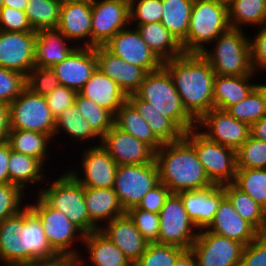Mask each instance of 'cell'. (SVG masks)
I'll return each instance as SVG.
<instances>
[{"label":"cell","instance_id":"obj_1","mask_svg":"<svg viewBox=\"0 0 266 266\" xmlns=\"http://www.w3.org/2000/svg\"><path fill=\"white\" fill-rule=\"evenodd\" d=\"M183 108L197 122L214 109L213 82L215 73L201 54H186L163 62Z\"/></svg>","mask_w":266,"mask_h":266},{"label":"cell","instance_id":"obj_2","mask_svg":"<svg viewBox=\"0 0 266 266\" xmlns=\"http://www.w3.org/2000/svg\"><path fill=\"white\" fill-rule=\"evenodd\" d=\"M159 182L171 193L211 186L195 149L184 139L165 143L155 152Z\"/></svg>","mask_w":266,"mask_h":266},{"label":"cell","instance_id":"obj_3","mask_svg":"<svg viewBox=\"0 0 266 266\" xmlns=\"http://www.w3.org/2000/svg\"><path fill=\"white\" fill-rule=\"evenodd\" d=\"M230 28L227 4L219 0H194L189 29L181 43L186 54H201L218 35ZM207 46V47H206Z\"/></svg>","mask_w":266,"mask_h":266},{"label":"cell","instance_id":"obj_4","mask_svg":"<svg viewBox=\"0 0 266 266\" xmlns=\"http://www.w3.org/2000/svg\"><path fill=\"white\" fill-rule=\"evenodd\" d=\"M245 29L230 27L212 42L201 55L210 63L215 74L244 76L252 74L250 40Z\"/></svg>","mask_w":266,"mask_h":266},{"label":"cell","instance_id":"obj_5","mask_svg":"<svg viewBox=\"0 0 266 266\" xmlns=\"http://www.w3.org/2000/svg\"><path fill=\"white\" fill-rule=\"evenodd\" d=\"M135 94L169 117L184 133L196 127V121L183 108L172 77L163 66L147 73Z\"/></svg>","mask_w":266,"mask_h":266},{"label":"cell","instance_id":"obj_6","mask_svg":"<svg viewBox=\"0 0 266 266\" xmlns=\"http://www.w3.org/2000/svg\"><path fill=\"white\" fill-rule=\"evenodd\" d=\"M45 186L35 191L49 206L64 213L85 235L99 230L88 215L84 187L68 170Z\"/></svg>","mask_w":266,"mask_h":266},{"label":"cell","instance_id":"obj_7","mask_svg":"<svg viewBox=\"0 0 266 266\" xmlns=\"http://www.w3.org/2000/svg\"><path fill=\"white\" fill-rule=\"evenodd\" d=\"M36 196V201L27 205L41 220L49 245L61 258L76 260L82 251L75 249V241L83 243L85 234L64 213L49 206L38 194Z\"/></svg>","mask_w":266,"mask_h":266},{"label":"cell","instance_id":"obj_8","mask_svg":"<svg viewBox=\"0 0 266 266\" xmlns=\"http://www.w3.org/2000/svg\"><path fill=\"white\" fill-rule=\"evenodd\" d=\"M183 138L195 149L204 171L213 184L233 183L237 172L236 150L208 139L196 127Z\"/></svg>","mask_w":266,"mask_h":266},{"label":"cell","instance_id":"obj_9","mask_svg":"<svg viewBox=\"0 0 266 266\" xmlns=\"http://www.w3.org/2000/svg\"><path fill=\"white\" fill-rule=\"evenodd\" d=\"M55 120L45 97L28 88L9 105L10 130L36 131L54 140Z\"/></svg>","mask_w":266,"mask_h":266},{"label":"cell","instance_id":"obj_10","mask_svg":"<svg viewBox=\"0 0 266 266\" xmlns=\"http://www.w3.org/2000/svg\"><path fill=\"white\" fill-rule=\"evenodd\" d=\"M159 183L156 161L117 167L113 189L127 212L137 207L150 189Z\"/></svg>","mask_w":266,"mask_h":266},{"label":"cell","instance_id":"obj_11","mask_svg":"<svg viewBox=\"0 0 266 266\" xmlns=\"http://www.w3.org/2000/svg\"><path fill=\"white\" fill-rule=\"evenodd\" d=\"M159 225L156 243L174 245L184 250L191 248L199 233L177 193H171L166 199L159 213Z\"/></svg>","mask_w":266,"mask_h":266},{"label":"cell","instance_id":"obj_12","mask_svg":"<svg viewBox=\"0 0 266 266\" xmlns=\"http://www.w3.org/2000/svg\"><path fill=\"white\" fill-rule=\"evenodd\" d=\"M243 248L239 241L202 229L190 250L196 266H240Z\"/></svg>","mask_w":266,"mask_h":266},{"label":"cell","instance_id":"obj_13","mask_svg":"<svg viewBox=\"0 0 266 266\" xmlns=\"http://www.w3.org/2000/svg\"><path fill=\"white\" fill-rule=\"evenodd\" d=\"M129 25V0L92 1L91 47L103 46Z\"/></svg>","mask_w":266,"mask_h":266},{"label":"cell","instance_id":"obj_14","mask_svg":"<svg viewBox=\"0 0 266 266\" xmlns=\"http://www.w3.org/2000/svg\"><path fill=\"white\" fill-rule=\"evenodd\" d=\"M196 128L201 130L200 132L208 139L236 151L250 136L249 125L238 121L227 111L215 108L205 113L196 122Z\"/></svg>","mask_w":266,"mask_h":266},{"label":"cell","instance_id":"obj_15","mask_svg":"<svg viewBox=\"0 0 266 266\" xmlns=\"http://www.w3.org/2000/svg\"><path fill=\"white\" fill-rule=\"evenodd\" d=\"M81 160V171L76 167L67 169L83 187L113 188L118 164L101 145L85 148Z\"/></svg>","mask_w":266,"mask_h":266},{"label":"cell","instance_id":"obj_16","mask_svg":"<svg viewBox=\"0 0 266 266\" xmlns=\"http://www.w3.org/2000/svg\"><path fill=\"white\" fill-rule=\"evenodd\" d=\"M103 46L126 62L143 68L147 73L163 66V62L145 43L137 28L130 25L115 34Z\"/></svg>","mask_w":266,"mask_h":266},{"label":"cell","instance_id":"obj_17","mask_svg":"<svg viewBox=\"0 0 266 266\" xmlns=\"http://www.w3.org/2000/svg\"><path fill=\"white\" fill-rule=\"evenodd\" d=\"M22 266L56 262L61 257L51 248L44 233L41 220L27 205L22 209Z\"/></svg>","mask_w":266,"mask_h":266},{"label":"cell","instance_id":"obj_18","mask_svg":"<svg viewBox=\"0 0 266 266\" xmlns=\"http://www.w3.org/2000/svg\"><path fill=\"white\" fill-rule=\"evenodd\" d=\"M121 165L146 164L155 161V151L115 125L101 138L100 144Z\"/></svg>","mask_w":266,"mask_h":266},{"label":"cell","instance_id":"obj_19","mask_svg":"<svg viewBox=\"0 0 266 266\" xmlns=\"http://www.w3.org/2000/svg\"><path fill=\"white\" fill-rule=\"evenodd\" d=\"M36 31L7 32L0 30V66L25 76L34 67Z\"/></svg>","mask_w":266,"mask_h":266},{"label":"cell","instance_id":"obj_20","mask_svg":"<svg viewBox=\"0 0 266 266\" xmlns=\"http://www.w3.org/2000/svg\"><path fill=\"white\" fill-rule=\"evenodd\" d=\"M177 194L198 230L206 229L211 224L221 201L226 197L224 187L220 184L198 190H184Z\"/></svg>","mask_w":266,"mask_h":266},{"label":"cell","instance_id":"obj_21","mask_svg":"<svg viewBox=\"0 0 266 266\" xmlns=\"http://www.w3.org/2000/svg\"><path fill=\"white\" fill-rule=\"evenodd\" d=\"M52 69L60 85L78 92L97 69L95 48L78 46Z\"/></svg>","mask_w":266,"mask_h":266},{"label":"cell","instance_id":"obj_22","mask_svg":"<svg viewBox=\"0 0 266 266\" xmlns=\"http://www.w3.org/2000/svg\"><path fill=\"white\" fill-rule=\"evenodd\" d=\"M97 68L115 81L126 96L135 94L147 72L109 52L104 46H95Z\"/></svg>","mask_w":266,"mask_h":266},{"label":"cell","instance_id":"obj_23","mask_svg":"<svg viewBox=\"0 0 266 266\" xmlns=\"http://www.w3.org/2000/svg\"><path fill=\"white\" fill-rule=\"evenodd\" d=\"M91 26L92 2L61 4L57 28L68 40L77 42V47H91Z\"/></svg>","mask_w":266,"mask_h":266},{"label":"cell","instance_id":"obj_24","mask_svg":"<svg viewBox=\"0 0 266 266\" xmlns=\"http://www.w3.org/2000/svg\"><path fill=\"white\" fill-rule=\"evenodd\" d=\"M99 231L112 241L134 265L148 246L130 217L125 214L102 225Z\"/></svg>","mask_w":266,"mask_h":266},{"label":"cell","instance_id":"obj_25","mask_svg":"<svg viewBox=\"0 0 266 266\" xmlns=\"http://www.w3.org/2000/svg\"><path fill=\"white\" fill-rule=\"evenodd\" d=\"M76 47L77 45L68 40L57 27L36 31L34 67L52 68L65 60Z\"/></svg>","mask_w":266,"mask_h":266},{"label":"cell","instance_id":"obj_26","mask_svg":"<svg viewBox=\"0 0 266 266\" xmlns=\"http://www.w3.org/2000/svg\"><path fill=\"white\" fill-rule=\"evenodd\" d=\"M206 230L239 241L244 246L251 243L260 234L236 212L227 197L221 201L213 221Z\"/></svg>","mask_w":266,"mask_h":266},{"label":"cell","instance_id":"obj_27","mask_svg":"<svg viewBox=\"0 0 266 266\" xmlns=\"http://www.w3.org/2000/svg\"><path fill=\"white\" fill-rule=\"evenodd\" d=\"M78 93L107 109L113 115L127 100V96L118 84L98 68Z\"/></svg>","mask_w":266,"mask_h":266},{"label":"cell","instance_id":"obj_28","mask_svg":"<svg viewBox=\"0 0 266 266\" xmlns=\"http://www.w3.org/2000/svg\"><path fill=\"white\" fill-rule=\"evenodd\" d=\"M84 197L90 220L98 228L126 214L113 188L84 187Z\"/></svg>","mask_w":266,"mask_h":266},{"label":"cell","instance_id":"obj_29","mask_svg":"<svg viewBox=\"0 0 266 266\" xmlns=\"http://www.w3.org/2000/svg\"><path fill=\"white\" fill-rule=\"evenodd\" d=\"M255 72L244 76L215 75L213 82L214 108L226 111L230 106L245 99L258 85L251 78L258 76ZM250 81V82H249Z\"/></svg>","mask_w":266,"mask_h":266},{"label":"cell","instance_id":"obj_30","mask_svg":"<svg viewBox=\"0 0 266 266\" xmlns=\"http://www.w3.org/2000/svg\"><path fill=\"white\" fill-rule=\"evenodd\" d=\"M87 262L91 266H133L124 253L99 230L84 236Z\"/></svg>","mask_w":266,"mask_h":266},{"label":"cell","instance_id":"obj_31","mask_svg":"<svg viewBox=\"0 0 266 266\" xmlns=\"http://www.w3.org/2000/svg\"><path fill=\"white\" fill-rule=\"evenodd\" d=\"M127 100L142 115L162 144L177 142L183 138L184 132L169 117L151 108L150 103L141 100L136 94L128 95Z\"/></svg>","mask_w":266,"mask_h":266},{"label":"cell","instance_id":"obj_32","mask_svg":"<svg viewBox=\"0 0 266 266\" xmlns=\"http://www.w3.org/2000/svg\"><path fill=\"white\" fill-rule=\"evenodd\" d=\"M136 28L145 43L162 62L184 54L181 44L161 22L140 24Z\"/></svg>","mask_w":266,"mask_h":266},{"label":"cell","instance_id":"obj_33","mask_svg":"<svg viewBox=\"0 0 266 266\" xmlns=\"http://www.w3.org/2000/svg\"><path fill=\"white\" fill-rule=\"evenodd\" d=\"M21 229L22 210L0 223V262L2 266H22Z\"/></svg>","mask_w":266,"mask_h":266},{"label":"cell","instance_id":"obj_34","mask_svg":"<svg viewBox=\"0 0 266 266\" xmlns=\"http://www.w3.org/2000/svg\"><path fill=\"white\" fill-rule=\"evenodd\" d=\"M114 125L149 145L155 152L163 145L135 107L126 100L114 115Z\"/></svg>","mask_w":266,"mask_h":266},{"label":"cell","instance_id":"obj_35","mask_svg":"<svg viewBox=\"0 0 266 266\" xmlns=\"http://www.w3.org/2000/svg\"><path fill=\"white\" fill-rule=\"evenodd\" d=\"M9 183L15 184L23 191L28 185L46 182L44 165L36 158L11 150L8 162Z\"/></svg>","mask_w":266,"mask_h":266},{"label":"cell","instance_id":"obj_36","mask_svg":"<svg viewBox=\"0 0 266 266\" xmlns=\"http://www.w3.org/2000/svg\"><path fill=\"white\" fill-rule=\"evenodd\" d=\"M52 140L49 135L36 131L10 130L7 142L11 150L34 157L45 165V161L51 156L48 148Z\"/></svg>","mask_w":266,"mask_h":266},{"label":"cell","instance_id":"obj_37","mask_svg":"<svg viewBox=\"0 0 266 266\" xmlns=\"http://www.w3.org/2000/svg\"><path fill=\"white\" fill-rule=\"evenodd\" d=\"M223 187L236 212L259 233H266V210L233 183Z\"/></svg>","mask_w":266,"mask_h":266},{"label":"cell","instance_id":"obj_38","mask_svg":"<svg viewBox=\"0 0 266 266\" xmlns=\"http://www.w3.org/2000/svg\"><path fill=\"white\" fill-rule=\"evenodd\" d=\"M227 7L232 28L247 29L249 25L258 28L266 24V0H232Z\"/></svg>","mask_w":266,"mask_h":266},{"label":"cell","instance_id":"obj_39","mask_svg":"<svg viewBox=\"0 0 266 266\" xmlns=\"http://www.w3.org/2000/svg\"><path fill=\"white\" fill-rule=\"evenodd\" d=\"M61 132L67 134L72 141H79L83 143L85 140H98L101 144V138L92 130L90 124L83 115L80 114L75 103L63 110L55 120V133L54 138L56 141V135Z\"/></svg>","mask_w":266,"mask_h":266},{"label":"cell","instance_id":"obj_40","mask_svg":"<svg viewBox=\"0 0 266 266\" xmlns=\"http://www.w3.org/2000/svg\"><path fill=\"white\" fill-rule=\"evenodd\" d=\"M194 0H162V25L181 44L189 29L191 9Z\"/></svg>","mask_w":266,"mask_h":266},{"label":"cell","instance_id":"obj_41","mask_svg":"<svg viewBox=\"0 0 266 266\" xmlns=\"http://www.w3.org/2000/svg\"><path fill=\"white\" fill-rule=\"evenodd\" d=\"M240 122L251 125L266 115V98L263 83H259L242 101L230 106L226 110Z\"/></svg>","mask_w":266,"mask_h":266},{"label":"cell","instance_id":"obj_42","mask_svg":"<svg viewBox=\"0 0 266 266\" xmlns=\"http://www.w3.org/2000/svg\"><path fill=\"white\" fill-rule=\"evenodd\" d=\"M61 3L57 0H28L26 15L34 31L57 27Z\"/></svg>","mask_w":266,"mask_h":266},{"label":"cell","instance_id":"obj_43","mask_svg":"<svg viewBox=\"0 0 266 266\" xmlns=\"http://www.w3.org/2000/svg\"><path fill=\"white\" fill-rule=\"evenodd\" d=\"M75 105L90 124L92 130L102 138L114 125V115L97 103L77 93Z\"/></svg>","mask_w":266,"mask_h":266},{"label":"cell","instance_id":"obj_44","mask_svg":"<svg viewBox=\"0 0 266 266\" xmlns=\"http://www.w3.org/2000/svg\"><path fill=\"white\" fill-rule=\"evenodd\" d=\"M233 184L266 210V169H237Z\"/></svg>","mask_w":266,"mask_h":266},{"label":"cell","instance_id":"obj_45","mask_svg":"<svg viewBox=\"0 0 266 266\" xmlns=\"http://www.w3.org/2000/svg\"><path fill=\"white\" fill-rule=\"evenodd\" d=\"M237 169H266V142L249 136L236 151Z\"/></svg>","mask_w":266,"mask_h":266},{"label":"cell","instance_id":"obj_46","mask_svg":"<svg viewBox=\"0 0 266 266\" xmlns=\"http://www.w3.org/2000/svg\"><path fill=\"white\" fill-rule=\"evenodd\" d=\"M184 249L167 244L149 243L144 253L133 266H174Z\"/></svg>","mask_w":266,"mask_h":266},{"label":"cell","instance_id":"obj_47","mask_svg":"<svg viewBox=\"0 0 266 266\" xmlns=\"http://www.w3.org/2000/svg\"><path fill=\"white\" fill-rule=\"evenodd\" d=\"M162 0H129L130 26L161 22Z\"/></svg>","mask_w":266,"mask_h":266},{"label":"cell","instance_id":"obj_48","mask_svg":"<svg viewBox=\"0 0 266 266\" xmlns=\"http://www.w3.org/2000/svg\"><path fill=\"white\" fill-rule=\"evenodd\" d=\"M23 193L25 192L15 184H0V223L27 206Z\"/></svg>","mask_w":266,"mask_h":266},{"label":"cell","instance_id":"obj_49","mask_svg":"<svg viewBox=\"0 0 266 266\" xmlns=\"http://www.w3.org/2000/svg\"><path fill=\"white\" fill-rule=\"evenodd\" d=\"M58 85V78L52 68L33 67L26 76V88L40 96L45 97Z\"/></svg>","mask_w":266,"mask_h":266},{"label":"cell","instance_id":"obj_50","mask_svg":"<svg viewBox=\"0 0 266 266\" xmlns=\"http://www.w3.org/2000/svg\"><path fill=\"white\" fill-rule=\"evenodd\" d=\"M126 214L148 243L158 241L160 226L159 214L148 212L137 207L129 209Z\"/></svg>","mask_w":266,"mask_h":266},{"label":"cell","instance_id":"obj_51","mask_svg":"<svg viewBox=\"0 0 266 266\" xmlns=\"http://www.w3.org/2000/svg\"><path fill=\"white\" fill-rule=\"evenodd\" d=\"M25 88V75L0 66V102L10 105Z\"/></svg>","mask_w":266,"mask_h":266},{"label":"cell","instance_id":"obj_52","mask_svg":"<svg viewBox=\"0 0 266 266\" xmlns=\"http://www.w3.org/2000/svg\"><path fill=\"white\" fill-rule=\"evenodd\" d=\"M0 30L7 32L34 31L25 11L2 6L0 8Z\"/></svg>","mask_w":266,"mask_h":266},{"label":"cell","instance_id":"obj_53","mask_svg":"<svg viewBox=\"0 0 266 266\" xmlns=\"http://www.w3.org/2000/svg\"><path fill=\"white\" fill-rule=\"evenodd\" d=\"M77 91L63 85H58L51 93L45 96L47 105L56 119L60 113L75 103Z\"/></svg>","mask_w":266,"mask_h":266},{"label":"cell","instance_id":"obj_54","mask_svg":"<svg viewBox=\"0 0 266 266\" xmlns=\"http://www.w3.org/2000/svg\"><path fill=\"white\" fill-rule=\"evenodd\" d=\"M240 266H266V233L244 246Z\"/></svg>","mask_w":266,"mask_h":266},{"label":"cell","instance_id":"obj_55","mask_svg":"<svg viewBox=\"0 0 266 266\" xmlns=\"http://www.w3.org/2000/svg\"><path fill=\"white\" fill-rule=\"evenodd\" d=\"M250 41L251 65L257 74L266 71V24L262 25ZM252 40V41H251ZM259 69V70H258Z\"/></svg>","mask_w":266,"mask_h":266},{"label":"cell","instance_id":"obj_56","mask_svg":"<svg viewBox=\"0 0 266 266\" xmlns=\"http://www.w3.org/2000/svg\"><path fill=\"white\" fill-rule=\"evenodd\" d=\"M171 191L161 182L148 191L137 208L159 214Z\"/></svg>","mask_w":266,"mask_h":266},{"label":"cell","instance_id":"obj_57","mask_svg":"<svg viewBox=\"0 0 266 266\" xmlns=\"http://www.w3.org/2000/svg\"><path fill=\"white\" fill-rule=\"evenodd\" d=\"M11 147L7 141L0 142V184L9 183V158Z\"/></svg>","mask_w":266,"mask_h":266},{"label":"cell","instance_id":"obj_58","mask_svg":"<svg viewBox=\"0 0 266 266\" xmlns=\"http://www.w3.org/2000/svg\"><path fill=\"white\" fill-rule=\"evenodd\" d=\"M9 131V105L0 102V142L7 141Z\"/></svg>","mask_w":266,"mask_h":266},{"label":"cell","instance_id":"obj_59","mask_svg":"<svg viewBox=\"0 0 266 266\" xmlns=\"http://www.w3.org/2000/svg\"><path fill=\"white\" fill-rule=\"evenodd\" d=\"M250 136L266 142V115L250 125Z\"/></svg>","mask_w":266,"mask_h":266},{"label":"cell","instance_id":"obj_60","mask_svg":"<svg viewBox=\"0 0 266 266\" xmlns=\"http://www.w3.org/2000/svg\"><path fill=\"white\" fill-rule=\"evenodd\" d=\"M174 266H196L195 258L190 249H185L176 259Z\"/></svg>","mask_w":266,"mask_h":266},{"label":"cell","instance_id":"obj_61","mask_svg":"<svg viewBox=\"0 0 266 266\" xmlns=\"http://www.w3.org/2000/svg\"><path fill=\"white\" fill-rule=\"evenodd\" d=\"M76 262L75 259L71 258H61L56 262H45V263H38L32 266H72Z\"/></svg>","mask_w":266,"mask_h":266},{"label":"cell","instance_id":"obj_62","mask_svg":"<svg viewBox=\"0 0 266 266\" xmlns=\"http://www.w3.org/2000/svg\"><path fill=\"white\" fill-rule=\"evenodd\" d=\"M27 3H28V0H4L2 6L25 11L27 7Z\"/></svg>","mask_w":266,"mask_h":266},{"label":"cell","instance_id":"obj_63","mask_svg":"<svg viewBox=\"0 0 266 266\" xmlns=\"http://www.w3.org/2000/svg\"><path fill=\"white\" fill-rule=\"evenodd\" d=\"M83 255H79L76 262L72 266H85L87 264L86 260L83 259Z\"/></svg>","mask_w":266,"mask_h":266},{"label":"cell","instance_id":"obj_64","mask_svg":"<svg viewBox=\"0 0 266 266\" xmlns=\"http://www.w3.org/2000/svg\"><path fill=\"white\" fill-rule=\"evenodd\" d=\"M61 4L68 3V2H92L93 0H57Z\"/></svg>","mask_w":266,"mask_h":266},{"label":"cell","instance_id":"obj_65","mask_svg":"<svg viewBox=\"0 0 266 266\" xmlns=\"http://www.w3.org/2000/svg\"><path fill=\"white\" fill-rule=\"evenodd\" d=\"M219 1L228 5L232 0H219Z\"/></svg>","mask_w":266,"mask_h":266},{"label":"cell","instance_id":"obj_66","mask_svg":"<svg viewBox=\"0 0 266 266\" xmlns=\"http://www.w3.org/2000/svg\"><path fill=\"white\" fill-rule=\"evenodd\" d=\"M263 92H264V95H265V98H266V84H263Z\"/></svg>","mask_w":266,"mask_h":266},{"label":"cell","instance_id":"obj_67","mask_svg":"<svg viewBox=\"0 0 266 266\" xmlns=\"http://www.w3.org/2000/svg\"><path fill=\"white\" fill-rule=\"evenodd\" d=\"M3 2H4V0H0V8H1L2 5H3Z\"/></svg>","mask_w":266,"mask_h":266}]
</instances>
